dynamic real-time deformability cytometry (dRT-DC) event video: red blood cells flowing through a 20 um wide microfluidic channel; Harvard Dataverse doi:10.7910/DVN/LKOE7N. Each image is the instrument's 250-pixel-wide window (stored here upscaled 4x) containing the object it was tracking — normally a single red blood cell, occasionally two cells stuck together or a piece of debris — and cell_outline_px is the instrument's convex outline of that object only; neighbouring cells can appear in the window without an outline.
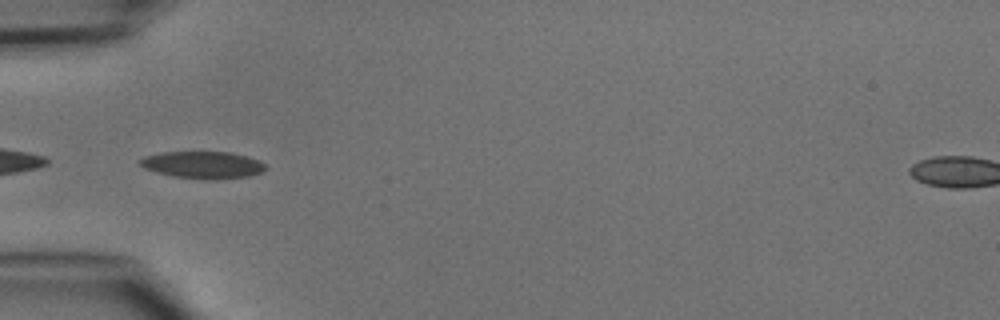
{"species": "common noctule bat (a hibernating species)", "species_latin": "Nyctalus noctula", "temperature_condition": "cold", "stored_images_in_passage": 47, "camera_frame_rate_fps": 3000, "um_per_image_px": 0.085, "animal": {"sex": "male", "body_mass_g": 15.6}, "frame": {"image": 1, "passage_image": 15, "time_ms": 4.667, "image_size_px": [1000, 320], "cell_outline_px": [[268, 168], [260, 172], [248, 176], [216, 180], [212, 180], [172, 176], [156, 172], [144, 168], [136, 160], [144, 156], [160, 152], [232, 152], [248, 156], [260, 160]], "centroid_in_image_um": [17.23, 14.01], "position_along_channel_um": 67.8, "area_um2": 20.06}}
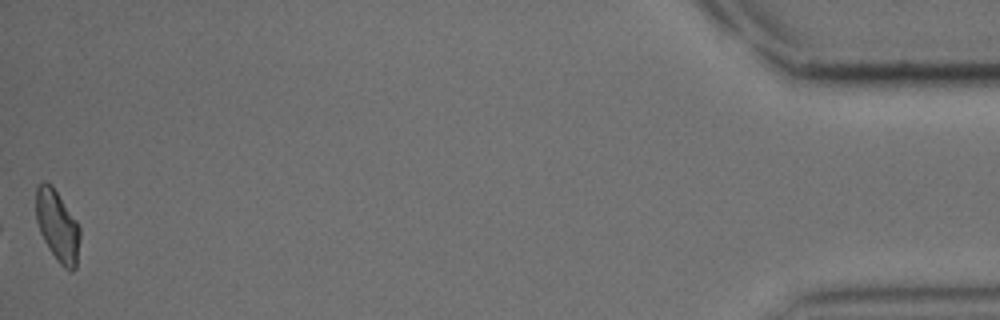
{"frame": {"image": 2, "passage_image": 47, "time_ms": 15.333, "image_size_px": [1000, 320], "cell_outline_px": [[80, 236], [76, 268], [72, 272], [64, 268], [56, 260], [48, 248], [40, 232], [36, 220], [36, 184], [44, 180], [52, 184], [76, 220], [80, 228]], "centroid_in_image_um": [4.87, 19.19], "position_along_channel_um": 430.3, "area_um2": 18.5}}